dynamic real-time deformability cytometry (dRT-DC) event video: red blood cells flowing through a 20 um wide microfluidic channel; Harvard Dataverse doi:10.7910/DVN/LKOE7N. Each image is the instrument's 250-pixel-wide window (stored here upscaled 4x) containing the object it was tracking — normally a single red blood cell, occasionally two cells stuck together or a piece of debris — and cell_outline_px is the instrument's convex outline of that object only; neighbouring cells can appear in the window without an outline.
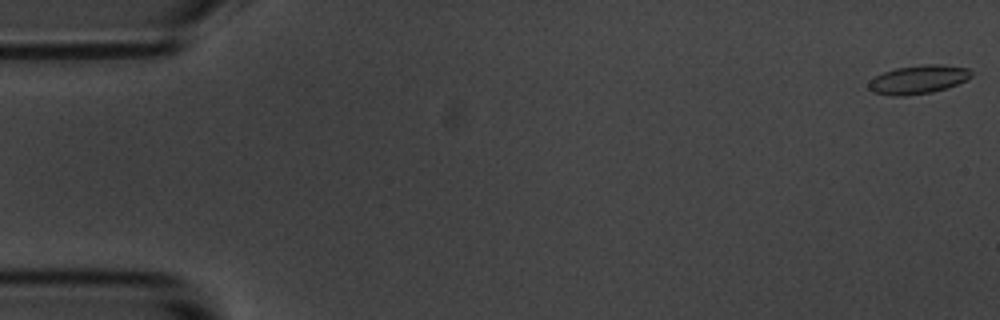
{"species": "common noctule bat (a hibernating species)", "species_latin": "Nyctalus noctula", "temperature_condition": "room temperature", "stored_images_in_passage": 3, "camera_frame_rate_fps": 3000, "um_per_image_px": 0.085, "animal": {"sex": "male", "body_mass_g": 20.1, "forearm_length_mm": 53.5}, "frame": {"image": 1, "passage_image": 1, "time_ms": 0.0, "image_size_px": [1000, 320], "cell_outline_px": [[972, 76], [968, 80], [948, 88], [932, 92], [904, 96], [892, 96], [872, 92], [868, 88], [868, 84], [876, 76], [884, 72], [896, 68], [924, 64], [940, 64], [968, 68], [972, 72]], "centroid_in_image_um": [78.09, 6.76], "position_along_channel_um": 6.9, "area_um2": 17.22}}